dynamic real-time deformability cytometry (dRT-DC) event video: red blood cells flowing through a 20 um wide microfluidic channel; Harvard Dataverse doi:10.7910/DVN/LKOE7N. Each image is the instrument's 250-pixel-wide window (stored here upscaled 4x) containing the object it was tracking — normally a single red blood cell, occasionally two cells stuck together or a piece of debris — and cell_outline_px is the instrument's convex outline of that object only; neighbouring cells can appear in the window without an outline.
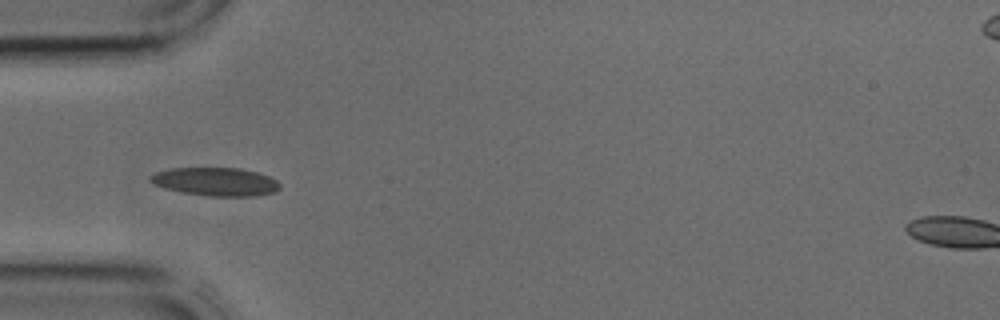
{"species": "common noctule bat (a hibernating species)", "species_latin": "Nyctalus noctula", "temperature_condition": "cold", "stored_images_in_passage": 3, "camera_frame_rate_fps": 3000, "um_per_image_px": 0.085, "animal": {"sex": "male", "body_mass_g": 17.9, "forearm_length_mm": 54.2}, "frame": {"image": 1, "passage_image": 3, "time_ms": 0.667, "image_size_px": [1000, 320], "cell_outline_px": [[280, 188], [276, 192], [256, 196], [208, 196], [184, 192], [164, 188], [152, 184], [148, 180], [156, 172], [172, 168], [240, 168], [256, 172], [268, 176], [276, 180], [280, 184]], "centroid_in_image_um": [18.34, 15.45], "position_along_channel_um": 66.7, "area_um2": 21.33}}